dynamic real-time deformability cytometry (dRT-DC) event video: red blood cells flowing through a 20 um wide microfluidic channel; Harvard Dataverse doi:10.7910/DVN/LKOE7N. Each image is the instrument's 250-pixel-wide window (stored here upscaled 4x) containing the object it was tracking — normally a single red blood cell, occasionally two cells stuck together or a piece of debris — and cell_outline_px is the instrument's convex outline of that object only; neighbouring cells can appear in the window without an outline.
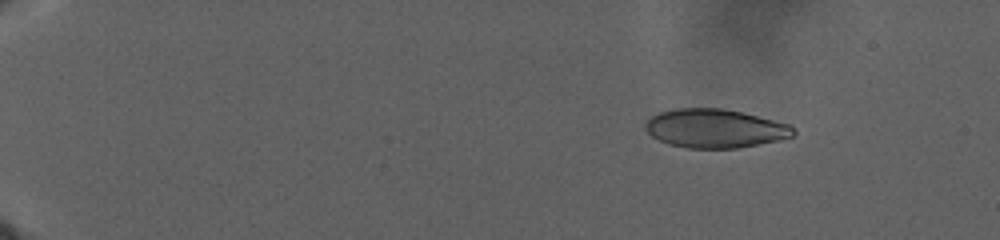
{"species": "human", "species_latin": "Homo sapiens", "temperature_condition": "warm", "stored_images_in_passage": 63, "camera_frame_rate_fps": 3000, "um_per_image_px": 0.085, "donor": {"sex": "male"}, "frame": {"image": 1, "passage_image": 10, "time_ms": 7.0, "image_size_px": [1000, 240], "cell_outline_px": [[796, 132], [792, 136], [776, 140], [736, 148], [688, 148], [668, 144], [652, 136], [644, 128], [644, 124], [652, 116], [660, 112], [676, 108], [720, 108], [740, 112], [788, 124]], "centroid_in_image_um": [60.71, 10.91], "position_along_channel_um": 24.3, "area_um2": 32.89}}
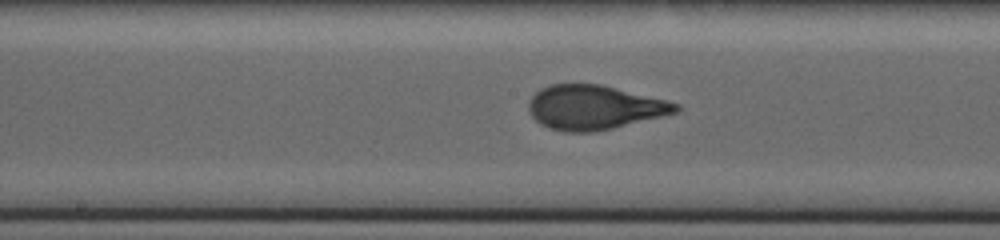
{"frame": {"image": 2, "passage_image": 39, "time_ms": 26.333, "image_size_px": [1000, 240], "cell_outline_px": [[680, 108], [676, 112], [612, 128], [592, 132], [564, 132], [548, 128], [540, 124], [532, 116], [528, 108], [528, 100], [540, 88], [552, 84], [600, 84], [668, 100], [680, 104]], "centroid_in_image_um": [50.47, 9.12], "position_along_channel_um": 197.7, "area_um2": 37.86}}
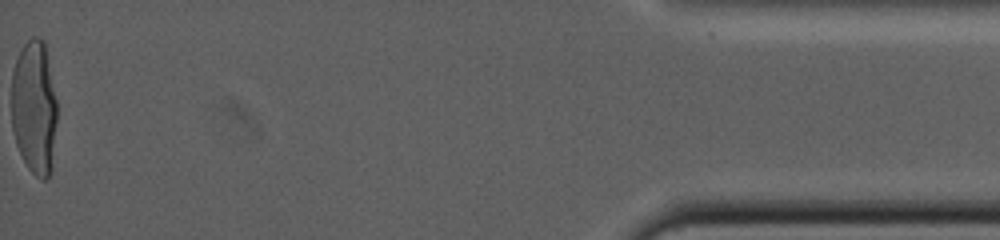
{"frame": {"image": 3, "passage_image": 63, "time_ms": 44.667, "image_size_px": [1000, 240], "cell_outline_px": [[56, 120], [52, 172], [44, 180], [40, 180], [28, 168], [16, 144], [12, 128], [12, 72], [16, 60], [24, 44], [32, 36], [36, 36], [44, 40], [56, 100]], "centroid_in_image_um": [2.91, 9.16], "position_along_channel_um": 432.3, "area_um2": 35.6}}